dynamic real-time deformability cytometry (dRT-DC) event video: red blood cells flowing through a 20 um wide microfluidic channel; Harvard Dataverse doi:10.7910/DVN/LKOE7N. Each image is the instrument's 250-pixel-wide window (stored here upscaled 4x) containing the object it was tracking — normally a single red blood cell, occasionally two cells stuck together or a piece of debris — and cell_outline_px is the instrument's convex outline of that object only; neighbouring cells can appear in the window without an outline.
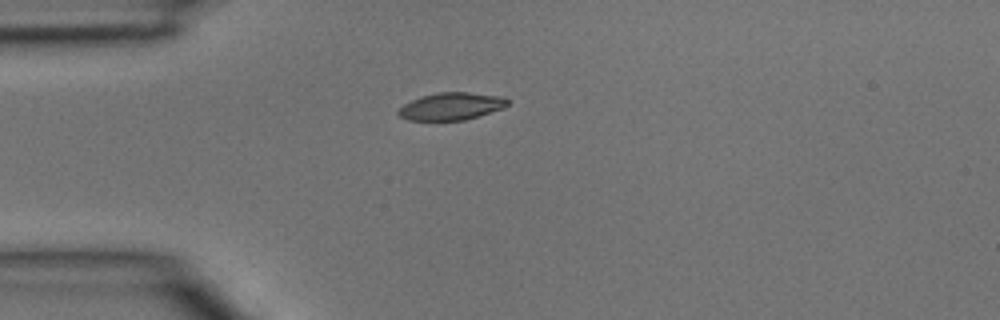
{"species": "common noctule bat (a hibernating species)", "species_latin": "Nyctalus noctula", "temperature_condition": "room temperature", "stored_images_in_passage": 2, "camera_frame_rate_fps": 3000, "um_per_image_px": 0.085, "animal": {"sex": "male", "body_mass_g": 15.6}, "frame": {"image": 1, "passage_image": 1, "time_ms": 0.0, "image_size_px": [1000, 320], "cell_outline_px": [[508, 104], [504, 108], [464, 120], [408, 120], [400, 116], [396, 112], [404, 104], [420, 96], [440, 92], [468, 92], [504, 96], [508, 100]], "centroid_in_image_um": [38.37, 9.02], "position_along_channel_um": 46.6, "area_um2": 17.4}}
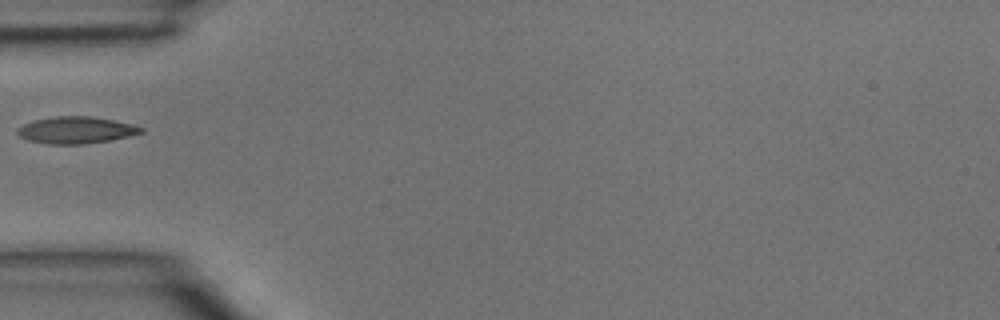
{"frame": {"image": 2, "passage_image": 2, "time_ms": 0.333, "image_size_px": [1000, 320], "cell_outline_px": [[144, 132], [128, 136], [108, 140], [84, 144], [48, 144], [28, 140], [20, 136], [16, 132], [16, 128], [32, 120], [56, 116], [92, 116], [112, 120], [144, 128]], "centroid_in_image_um": [6.4, 11.05], "position_along_channel_um": 78.6, "area_um2": 19.19}}